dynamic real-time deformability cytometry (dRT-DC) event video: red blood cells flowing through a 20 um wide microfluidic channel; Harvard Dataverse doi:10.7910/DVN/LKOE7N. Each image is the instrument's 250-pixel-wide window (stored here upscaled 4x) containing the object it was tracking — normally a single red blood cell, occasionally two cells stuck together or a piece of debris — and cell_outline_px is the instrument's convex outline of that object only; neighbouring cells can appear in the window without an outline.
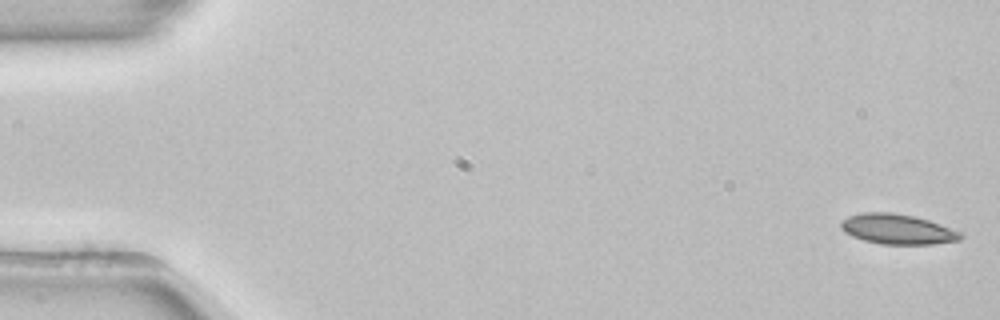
{"species": "common noctule bat (a hibernating species)", "species_latin": "Nyctalus noctula", "temperature_condition": "room temperature", "stored_images_in_passage": 17, "camera_frame_rate_fps": 3000, "um_per_image_px": 0.085, "animal": {"sex": "female", "body_mass_g": 22.7, "forearm_length_mm": 54.2}, "frame": {"image": 1, "passage_image": 1, "time_ms": 0.0, "image_size_px": [1000, 320], "cell_outline_px": [[964, 236], [960, 240], [932, 244], [880, 244], [864, 240], [852, 236], [844, 232], [840, 228], [840, 220], [848, 216], [864, 212], [892, 212], [916, 216], [928, 220], [960, 232]], "centroid_in_image_um": [76.24, 19.47], "position_along_channel_um": 8.8, "area_um2": 21.04}}
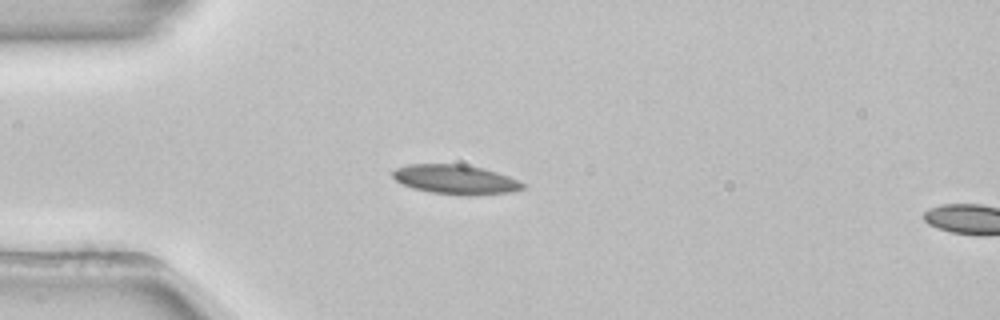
{"frame": {"image": 2, "passage_image": 14, "time_ms": 4.333, "image_size_px": [1000, 320], "cell_outline_px": [[524, 188], [512, 192], [476, 196], [468, 196], [432, 192], [416, 188], [404, 184], [396, 180], [388, 172], [396, 168], [408, 164], [464, 164], [484, 168], [508, 176], [524, 184]], "centroid_in_image_um": [38.72, 15.25], "position_along_channel_um": 46.3, "area_um2": 22.31}}